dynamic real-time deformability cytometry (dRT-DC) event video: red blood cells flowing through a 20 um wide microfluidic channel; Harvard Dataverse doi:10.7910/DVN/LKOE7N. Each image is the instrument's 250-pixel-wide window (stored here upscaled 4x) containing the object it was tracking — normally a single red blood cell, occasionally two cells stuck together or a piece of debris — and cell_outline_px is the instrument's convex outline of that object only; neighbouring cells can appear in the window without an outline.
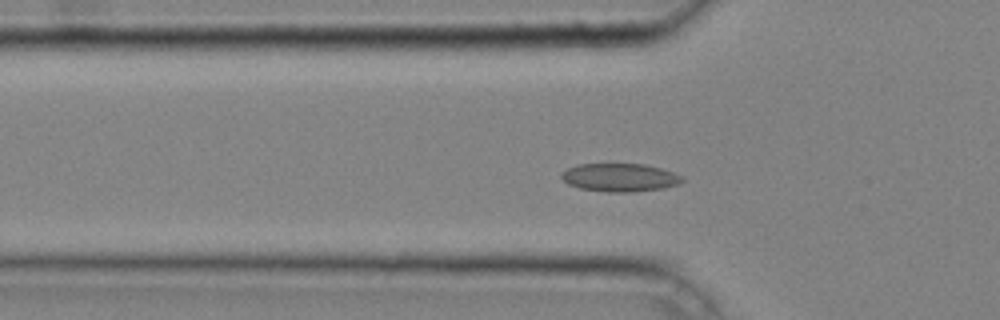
{"species": "common noctule bat (a hibernating species)", "species_latin": "Nyctalus noctula", "temperature_condition": "cold", "stored_images_in_passage": 42, "camera_frame_rate_fps": 3000, "um_per_image_px": 0.085, "animal": {"sex": "male", "body_mass_g": 20.4}, "frame": {"image": 1, "passage_image": 14, "time_ms": 4.333, "image_size_px": [1000, 320], "cell_outline_px": [[684, 180], [676, 184], [664, 188], [632, 192], [608, 192], [580, 188], [568, 184], [560, 176], [560, 172], [568, 168], [580, 164], [644, 164], [660, 168], [672, 172], [680, 176]], "centroid_in_image_um": [52.65, 15.09], "position_along_channel_um": 73.2, "area_um2": 19.65}}
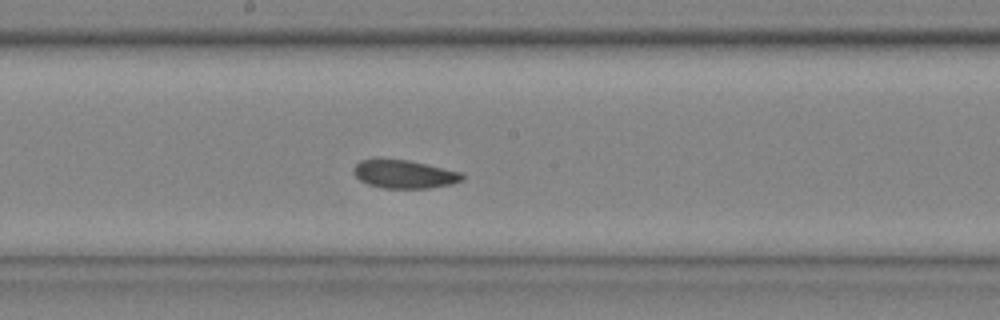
{"frame": {"image": 2, "passage_image": 24, "time_ms": 7.667, "image_size_px": [1000, 320], "cell_outline_px": [[464, 180], [452, 184], [428, 188], [384, 188], [368, 184], [360, 180], [352, 172], [352, 168], [360, 160], [376, 156], [408, 160], [464, 172]], "centroid_in_image_um": [34.33, 14.76], "position_along_channel_um": 213.9, "area_um2": 18.55}}
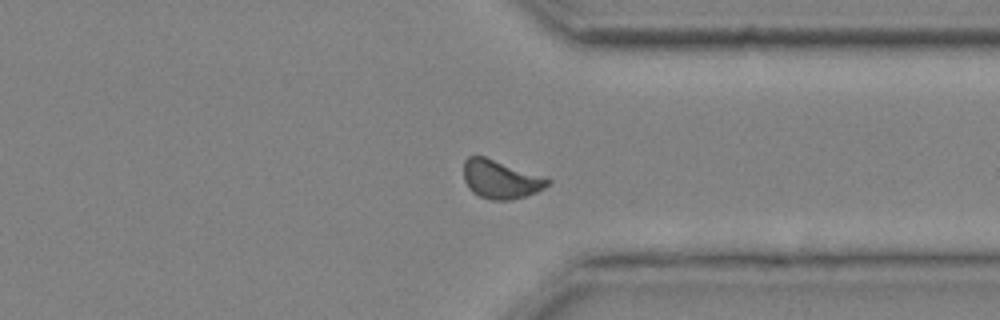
{"frame": {"image": 3, "passage_image": 35, "time_ms": 11.333, "image_size_px": [1000, 320], "cell_outline_px": [[552, 180], [544, 188], [528, 196], [508, 200], [492, 200], [480, 196], [472, 192], [468, 188], [464, 180], [464, 160], [468, 156], [484, 156], [548, 176]], "centroid_in_image_um": [42.59, 15.23], "position_along_channel_um": 368.8, "area_um2": 19.25}, "authors_computed_cell_mechanics": {"area_um2": 18.6116, "velocity_mm_per_s": 4.2307, "shape_relaxation_time_tau1_ms": 10.8485, "shape_relaxation_time_tau2_ms": 0.9234, "deformation_change_tau1": 0.1096, "deformation_change_tau2": 0.0594}}